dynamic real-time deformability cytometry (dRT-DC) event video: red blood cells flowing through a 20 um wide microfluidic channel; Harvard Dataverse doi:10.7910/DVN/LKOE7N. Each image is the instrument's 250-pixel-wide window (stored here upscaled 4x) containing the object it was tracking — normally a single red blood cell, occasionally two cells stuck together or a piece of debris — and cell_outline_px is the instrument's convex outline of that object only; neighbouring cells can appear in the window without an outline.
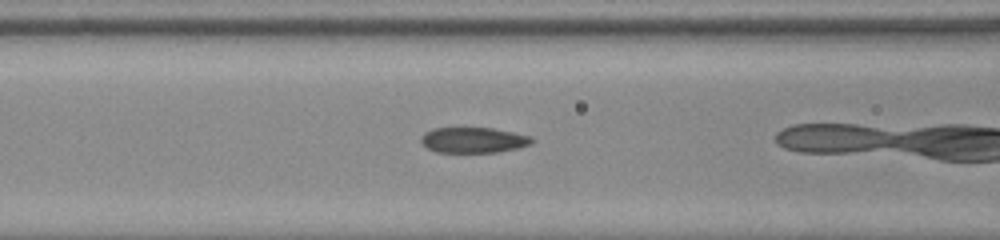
{"species": "common noctule bat (a hibernating species)", "species_latin": "Nyctalus noctula", "temperature_condition": "room temperature", "stored_images_in_passage": 11, "camera_frame_rate_fps": 3000, "um_per_image_px": 0.085, "animal": {"sex": "male", "body_mass_g": 20.0, "forearm_length_mm": 53.3}, "frame": {"image": 1, "passage_image": 10, "time_ms": 3.0, "image_size_px": [1000, 240], "cell_outline_px": [[536, 140], [532, 144], [516, 148], [496, 152], [436, 152], [428, 148], [420, 140], [424, 132], [432, 128], [492, 128], [532, 136]], "centroid_in_image_um": [40.26, 11.9], "position_along_channel_um": 126.3, "area_um2": 16.47}}